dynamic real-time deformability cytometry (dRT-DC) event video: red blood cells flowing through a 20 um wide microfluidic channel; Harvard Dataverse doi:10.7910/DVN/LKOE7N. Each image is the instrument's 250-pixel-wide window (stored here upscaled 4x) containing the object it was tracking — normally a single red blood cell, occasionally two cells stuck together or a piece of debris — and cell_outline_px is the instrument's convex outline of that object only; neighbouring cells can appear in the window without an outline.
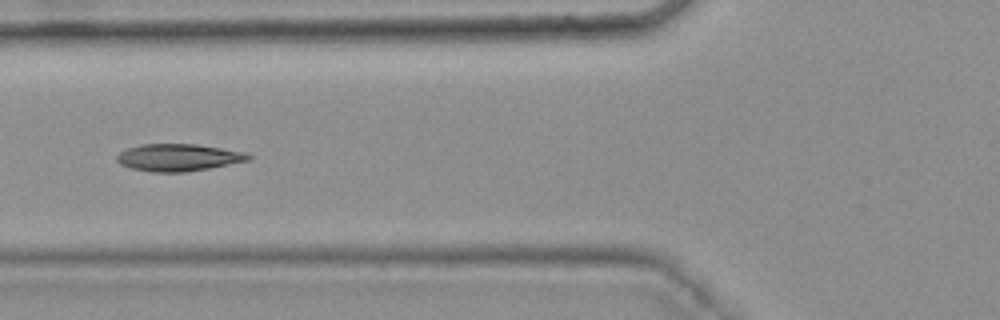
{"species": "common noctule bat (a hibernating species)", "species_latin": "Nyctalus noctula", "temperature_condition": "warm", "stored_images_in_passage": 46, "camera_frame_rate_fps": 3000, "um_per_image_px": 0.085, "animal": {"sex": "female", "body_mass_g": 25.1}, "frame": {"image": 1, "passage_image": 20, "time_ms": 6.333, "image_size_px": [1000, 320], "cell_outline_px": [[252, 156], [248, 160], [208, 168], [184, 172], [152, 172], [132, 168], [120, 164], [116, 160], [116, 156], [120, 152], [128, 148], [140, 144], [196, 144], [248, 152]], "centroid_in_image_um": [15.15, 13.38], "position_along_channel_um": 110.6, "area_um2": 20.75}, "authors_computed_cell_mechanics": {"area_um2": 20.7213, "velocity_mm_per_s": 3.75, "shape_relaxation_time_tau1_ms": 6.19, "shape_relaxation_time_tau2_ms": 1.7874, "deformation_change_tau1": 0.2084, "deformation_change_tau2": 0.0717}}